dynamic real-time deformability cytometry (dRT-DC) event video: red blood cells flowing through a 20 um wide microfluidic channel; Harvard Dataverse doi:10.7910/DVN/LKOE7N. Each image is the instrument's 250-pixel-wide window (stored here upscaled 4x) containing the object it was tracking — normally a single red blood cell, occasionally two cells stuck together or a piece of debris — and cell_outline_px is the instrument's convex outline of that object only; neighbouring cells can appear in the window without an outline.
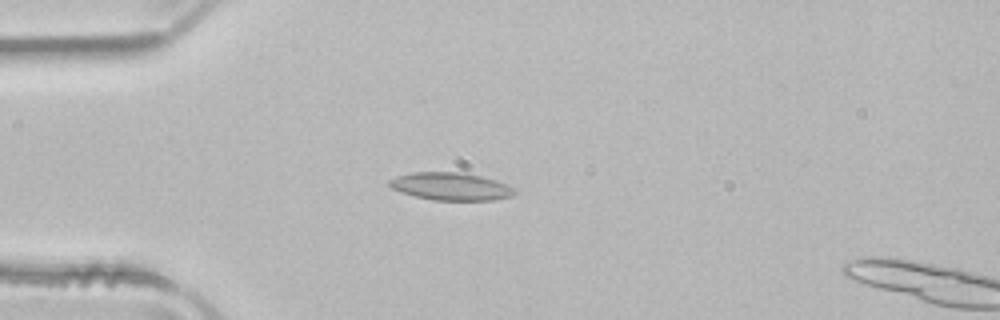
{"species": "common noctule bat (a hibernating species)", "species_latin": "Nyctalus noctula", "temperature_condition": "room temperature", "stored_images_in_passage": 50, "camera_frame_rate_fps": 3000, "um_per_image_px": 0.085, "animal": {"sex": "male", "body_mass_g": 21.5, "forearm_length_mm": 52.0}, "frame": {"image": 1, "passage_image": 12, "time_ms": 3.667, "image_size_px": [1000, 320], "cell_outline_px": [[516, 192], [512, 196], [492, 200], [432, 200], [416, 196], [392, 188], [388, 184], [388, 180], [396, 176], [412, 172], [464, 172], [496, 180], [516, 188]], "centroid_in_image_um": [38.34, 15.84], "position_along_channel_um": 46.7, "area_um2": 20.17}}
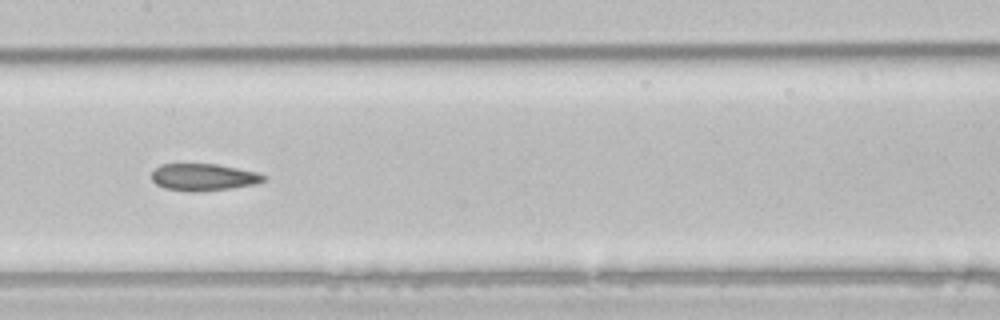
{"frame": {"image": 2, "passage_image": 24, "time_ms": 7.667, "image_size_px": [1000, 320], "cell_outline_px": [[264, 180], [256, 184], [228, 188], [192, 192], [164, 188], [156, 184], [152, 180], [152, 172], [160, 164], [216, 164], [256, 172], [264, 176]], "centroid_in_image_um": [17.24, 15.05], "position_along_channel_um": 190.2, "area_um2": 17.34}}
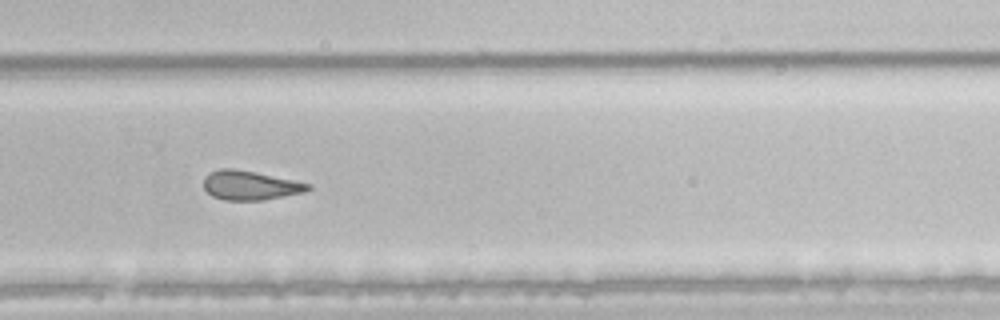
{"frame": {"image": 3, "passage_image": 33, "time_ms": 10.667, "image_size_px": [1000, 320], "cell_outline_px": [[312, 188], [304, 192], [264, 200], [224, 200], [212, 196], [204, 188], [204, 176], [220, 168], [232, 168], [312, 184]], "centroid_in_image_um": [21.25, 15.77], "position_along_channel_um": 308.5, "area_um2": 17.51}}